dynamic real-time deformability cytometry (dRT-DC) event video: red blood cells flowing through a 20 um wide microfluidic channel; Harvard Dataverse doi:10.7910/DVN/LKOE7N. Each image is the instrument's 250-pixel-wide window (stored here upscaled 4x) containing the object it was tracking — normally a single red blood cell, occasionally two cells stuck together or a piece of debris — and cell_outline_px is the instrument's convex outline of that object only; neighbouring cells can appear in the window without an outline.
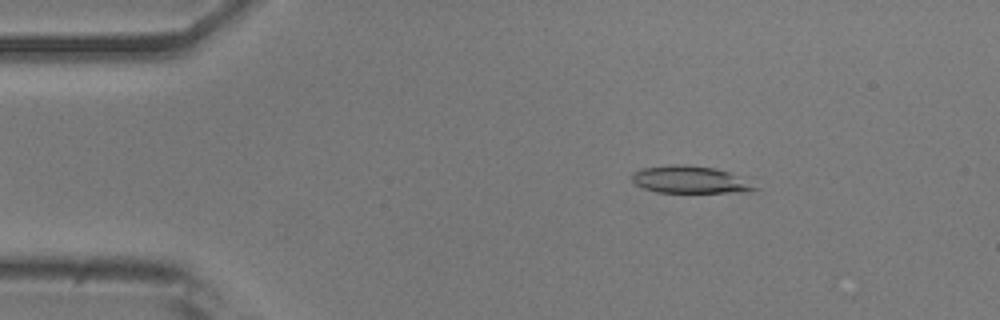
{"species": "common noctule bat (a hibernating species)", "species_latin": "Nyctalus noctula", "temperature_condition": "room temperature", "stored_images_in_passage": 51, "camera_frame_rate_fps": 3000, "um_per_image_px": 0.085, "animal": {"sex": "male", "body_mass_g": 20.5, "forearm_length_mm": 52.5}, "frame": {"image": 1, "passage_image": 8, "time_ms": 2.333, "image_size_px": [1000, 320], "cell_outline_px": [[760, 188], [752, 192], [656, 192], [644, 188], [636, 184], [632, 180], [632, 176], [636, 172], [644, 168], [668, 164], [688, 164], [716, 168], [728, 172]], "centroid_in_image_um": [58.66, 15.27], "position_along_channel_um": 26.3, "area_um2": 19.36}}
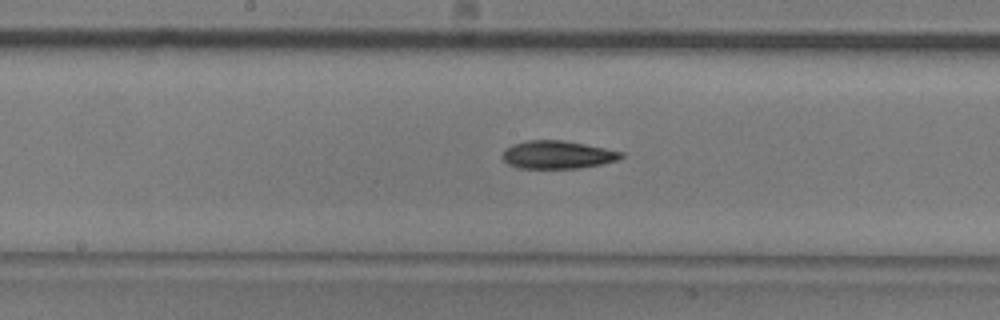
{"frame": {"image": 2, "passage_image": 26, "time_ms": 8.333, "image_size_px": [1000, 320], "cell_outline_px": [[624, 156], [616, 160], [600, 164], [580, 168], [520, 168], [508, 164], [504, 160], [504, 148], [512, 144], [528, 140], [564, 140], [624, 152]], "centroid_in_image_um": [47.38, 13.14], "position_along_channel_um": 200.8, "area_um2": 19.19}}
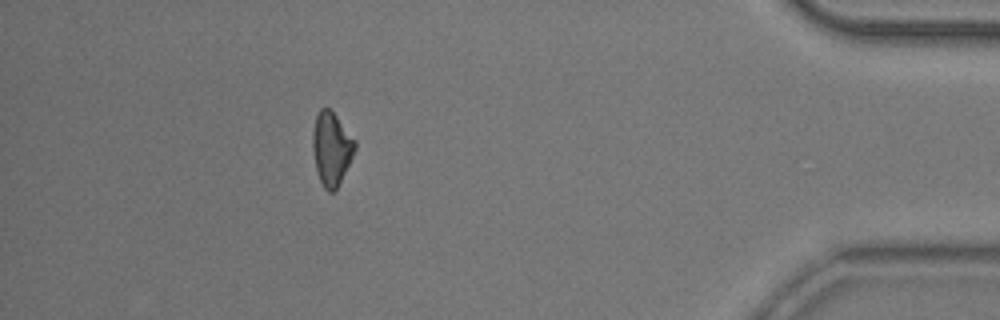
{"frame": {"image": 3, "passage_image": 46, "time_ms": 15.0, "image_size_px": [1000, 320], "cell_outline_px": [[356, 148], [336, 188], [332, 192], [328, 192], [324, 188], [320, 180], [316, 168], [312, 148], [312, 132], [316, 116], [320, 108], [328, 108], [336, 116], [356, 140]], "centroid_in_image_um": [28.16, 12.6], "position_along_channel_um": 407.0, "area_um2": 17.69}, "authors_computed_cell_mechanics": {"area_um2": 19.074, "velocity_mm_per_s": 3.8761, "shape_relaxation_time_tau1_ms": 5.7046, "shape_relaxation_time_tau2_ms": 10.7479, "deformation_change_tau1": 0.1423, "deformation_change_tau2": 0.2181}}